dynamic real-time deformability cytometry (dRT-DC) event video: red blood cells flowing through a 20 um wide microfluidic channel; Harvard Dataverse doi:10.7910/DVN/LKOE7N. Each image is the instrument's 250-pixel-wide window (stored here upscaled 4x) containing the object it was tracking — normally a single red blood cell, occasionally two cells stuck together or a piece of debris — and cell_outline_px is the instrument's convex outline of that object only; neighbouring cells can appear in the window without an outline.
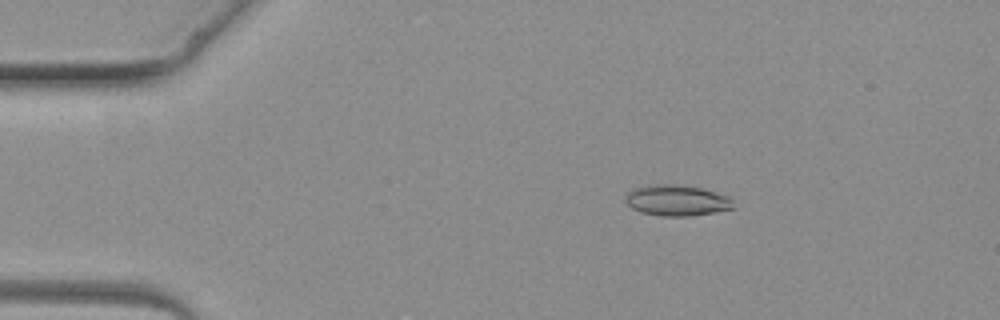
{"species": "common noctule bat (a hibernating species)", "species_latin": "Nyctalus noctula", "temperature_condition": "warm", "stored_images_in_passage": 2, "camera_frame_rate_fps": 3000, "um_per_image_px": 0.085, "animal": {"sex": "female", "body_mass_g": 19.3, "forearm_length_mm": 54.1}, "frame": {"image": 1, "passage_image": 1, "time_ms": 0.0, "image_size_px": [1000, 320], "cell_outline_px": [[736, 208], [716, 212], [692, 216], [660, 216], [640, 212], [632, 208], [624, 200], [624, 196], [628, 192], [636, 188], [648, 184], [684, 184], [704, 188], [728, 196], [732, 200]], "centroid_in_image_um": [57.55, 17.03], "position_along_channel_um": 27.5, "area_um2": 19.88}}